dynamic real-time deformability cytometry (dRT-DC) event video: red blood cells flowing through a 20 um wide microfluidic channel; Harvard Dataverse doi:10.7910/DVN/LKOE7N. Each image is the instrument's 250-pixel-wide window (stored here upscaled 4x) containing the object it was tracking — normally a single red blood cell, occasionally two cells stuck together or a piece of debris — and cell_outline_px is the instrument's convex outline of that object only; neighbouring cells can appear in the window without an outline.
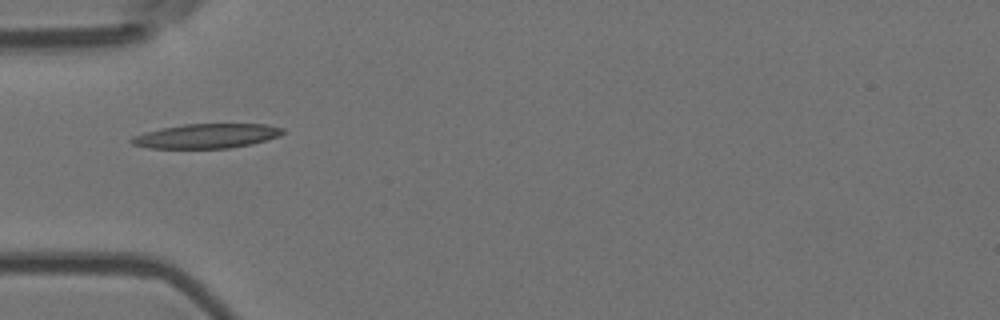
{"species": "Egyptian fruit bat (a non-hibernating species)", "species_latin": "Rousettus aegyptiacus", "temperature_condition": "room temperature", "stored_images_in_passage": 4, "camera_frame_rate_fps": 3000, "um_per_image_px": 0.085, "animal": {"sex": "female"}, "frame": {"image": 1, "passage_image": 1, "time_ms": 0.0, "image_size_px": [1000, 320], "cell_outline_px": [[284, 132], [280, 136], [252, 144], [228, 148], [148, 148], [132, 144], [128, 140], [132, 136], [144, 132], [184, 124], [264, 124], [284, 128]], "centroid_in_image_um": [17.55, 11.56], "position_along_channel_um": 67.5, "area_um2": 21.56}}
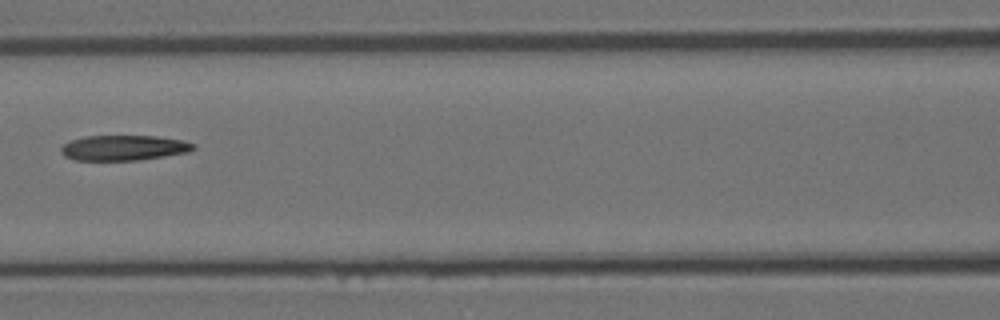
{"frame": {"image": 2, "passage_image": 3, "time_ms": 0.667, "image_size_px": [1000, 320], "cell_outline_px": [[196, 148], [188, 152], [164, 156], [136, 160], [72, 160], [64, 156], [60, 152], [60, 148], [64, 144], [72, 140], [84, 136], [156, 136], [184, 140], [196, 144]], "centroid_in_image_um": [10.52, 12.56], "position_along_channel_um": 156.1, "area_um2": 19.54}}
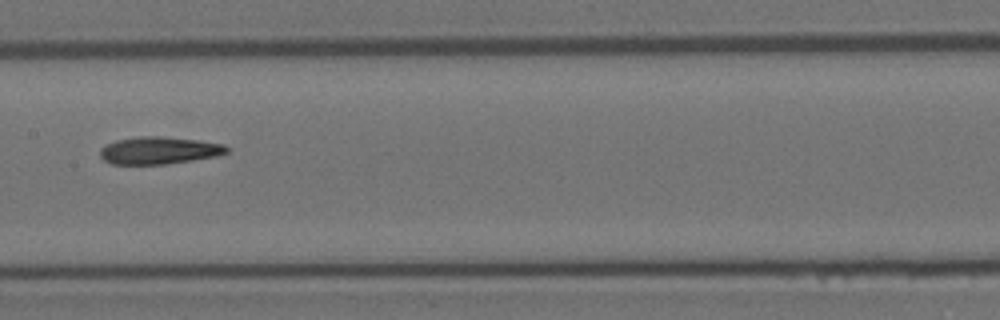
{"frame": {"image": 3, "passage_image": 4, "time_ms": 1.0, "image_size_px": [1000, 320], "cell_outline_px": [[228, 152], [220, 156], [168, 164], [112, 164], [104, 160], [100, 156], [100, 148], [116, 140], [140, 136], [160, 136], [200, 140], [224, 144], [228, 148]], "centroid_in_image_um": [13.56, 12.79], "position_along_channel_um": 193.8, "area_um2": 20.35}}